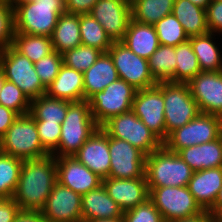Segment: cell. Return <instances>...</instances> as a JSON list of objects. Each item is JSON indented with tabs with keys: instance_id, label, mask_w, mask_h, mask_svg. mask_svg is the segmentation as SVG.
<instances>
[{
	"instance_id": "cell-1",
	"label": "cell",
	"mask_w": 222,
	"mask_h": 222,
	"mask_svg": "<svg viewBox=\"0 0 222 222\" xmlns=\"http://www.w3.org/2000/svg\"><path fill=\"white\" fill-rule=\"evenodd\" d=\"M57 182L56 157L24 160L13 200L21 211H41Z\"/></svg>"
},
{
	"instance_id": "cell-2",
	"label": "cell",
	"mask_w": 222,
	"mask_h": 222,
	"mask_svg": "<svg viewBox=\"0 0 222 222\" xmlns=\"http://www.w3.org/2000/svg\"><path fill=\"white\" fill-rule=\"evenodd\" d=\"M194 171L175 152L164 145L145 157L148 190L155 187L188 186Z\"/></svg>"
},
{
	"instance_id": "cell-3",
	"label": "cell",
	"mask_w": 222,
	"mask_h": 222,
	"mask_svg": "<svg viewBox=\"0 0 222 222\" xmlns=\"http://www.w3.org/2000/svg\"><path fill=\"white\" fill-rule=\"evenodd\" d=\"M97 128L88 101H68V111L61 124L59 145L52 155L74 156Z\"/></svg>"
},
{
	"instance_id": "cell-4",
	"label": "cell",
	"mask_w": 222,
	"mask_h": 222,
	"mask_svg": "<svg viewBox=\"0 0 222 222\" xmlns=\"http://www.w3.org/2000/svg\"><path fill=\"white\" fill-rule=\"evenodd\" d=\"M15 33L51 37L58 17L66 12L65 0H38L14 4Z\"/></svg>"
},
{
	"instance_id": "cell-5",
	"label": "cell",
	"mask_w": 222,
	"mask_h": 222,
	"mask_svg": "<svg viewBox=\"0 0 222 222\" xmlns=\"http://www.w3.org/2000/svg\"><path fill=\"white\" fill-rule=\"evenodd\" d=\"M0 151L22 159L41 158L49 153L42 147L35 119L28 113L18 115L0 139Z\"/></svg>"
},
{
	"instance_id": "cell-6",
	"label": "cell",
	"mask_w": 222,
	"mask_h": 222,
	"mask_svg": "<svg viewBox=\"0 0 222 222\" xmlns=\"http://www.w3.org/2000/svg\"><path fill=\"white\" fill-rule=\"evenodd\" d=\"M136 92L132 85L118 79L103 91L92 95L87 101L98 127H102L112 117L131 111Z\"/></svg>"
},
{
	"instance_id": "cell-7",
	"label": "cell",
	"mask_w": 222,
	"mask_h": 222,
	"mask_svg": "<svg viewBox=\"0 0 222 222\" xmlns=\"http://www.w3.org/2000/svg\"><path fill=\"white\" fill-rule=\"evenodd\" d=\"M222 135V117L199 113L182 127L172 131L163 145L171 152L213 141Z\"/></svg>"
},
{
	"instance_id": "cell-8",
	"label": "cell",
	"mask_w": 222,
	"mask_h": 222,
	"mask_svg": "<svg viewBox=\"0 0 222 222\" xmlns=\"http://www.w3.org/2000/svg\"><path fill=\"white\" fill-rule=\"evenodd\" d=\"M110 137L125 140L146 156L163 142L131 110L112 117L101 127Z\"/></svg>"
},
{
	"instance_id": "cell-9",
	"label": "cell",
	"mask_w": 222,
	"mask_h": 222,
	"mask_svg": "<svg viewBox=\"0 0 222 222\" xmlns=\"http://www.w3.org/2000/svg\"><path fill=\"white\" fill-rule=\"evenodd\" d=\"M0 67L6 79L17 85L30 101L46 94L47 88L36 74L34 63L12 46L0 50Z\"/></svg>"
},
{
	"instance_id": "cell-10",
	"label": "cell",
	"mask_w": 222,
	"mask_h": 222,
	"mask_svg": "<svg viewBox=\"0 0 222 222\" xmlns=\"http://www.w3.org/2000/svg\"><path fill=\"white\" fill-rule=\"evenodd\" d=\"M148 191V199L160 211L165 222L193 217L204 212L187 186L155 187Z\"/></svg>"
},
{
	"instance_id": "cell-11",
	"label": "cell",
	"mask_w": 222,
	"mask_h": 222,
	"mask_svg": "<svg viewBox=\"0 0 222 222\" xmlns=\"http://www.w3.org/2000/svg\"><path fill=\"white\" fill-rule=\"evenodd\" d=\"M166 134L184 126L199 113L188 83L163 82Z\"/></svg>"
},
{
	"instance_id": "cell-12",
	"label": "cell",
	"mask_w": 222,
	"mask_h": 222,
	"mask_svg": "<svg viewBox=\"0 0 222 222\" xmlns=\"http://www.w3.org/2000/svg\"><path fill=\"white\" fill-rule=\"evenodd\" d=\"M107 52L113 60L119 79L126 81L136 90L157 85L150 73L148 60L136 55L120 41L113 42Z\"/></svg>"
},
{
	"instance_id": "cell-13",
	"label": "cell",
	"mask_w": 222,
	"mask_h": 222,
	"mask_svg": "<svg viewBox=\"0 0 222 222\" xmlns=\"http://www.w3.org/2000/svg\"><path fill=\"white\" fill-rule=\"evenodd\" d=\"M164 107L163 82H158L156 86L150 88L137 90L132 104V111L135 115L162 142L168 138Z\"/></svg>"
},
{
	"instance_id": "cell-14",
	"label": "cell",
	"mask_w": 222,
	"mask_h": 222,
	"mask_svg": "<svg viewBox=\"0 0 222 222\" xmlns=\"http://www.w3.org/2000/svg\"><path fill=\"white\" fill-rule=\"evenodd\" d=\"M110 174L121 179L146 178V155L125 140L109 136Z\"/></svg>"
},
{
	"instance_id": "cell-15",
	"label": "cell",
	"mask_w": 222,
	"mask_h": 222,
	"mask_svg": "<svg viewBox=\"0 0 222 222\" xmlns=\"http://www.w3.org/2000/svg\"><path fill=\"white\" fill-rule=\"evenodd\" d=\"M82 195L56 182L41 214L47 222H83Z\"/></svg>"
},
{
	"instance_id": "cell-16",
	"label": "cell",
	"mask_w": 222,
	"mask_h": 222,
	"mask_svg": "<svg viewBox=\"0 0 222 222\" xmlns=\"http://www.w3.org/2000/svg\"><path fill=\"white\" fill-rule=\"evenodd\" d=\"M91 14L104 28L113 42L121 41L128 29L131 3L126 0H98Z\"/></svg>"
},
{
	"instance_id": "cell-17",
	"label": "cell",
	"mask_w": 222,
	"mask_h": 222,
	"mask_svg": "<svg viewBox=\"0 0 222 222\" xmlns=\"http://www.w3.org/2000/svg\"><path fill=\"white\" fill-rule=\"evenodd\" d=\"M188 85L200 113L222 117V71H201Z\"/></svg>"
},
{
	"instance_id": "cell-18",
	"label": "cell",
	"mask_w": 222,
	"mask_h": 222,
	"mask_svg": "<svg viewBox=\"0 0 222 222\" xmlns=\"http://www.w3.org/2000/svg\"><path fill=\"white\" fill-rule=\"evenodd\" d=\"M57 182L81 195L102 185V178L74 156L56 157Z\"/></svg>"
},
{
	"instance_id": "cell-19",
	"label": "cell",
	"mask_w": 222,
	"mask_h": 222,
	"mask_svg": "<svg viewBox=\"0 0 222 222\" xmlns=\"http://www.w3.org/2000/svg\"><path fill=\"white\" fill-rule=\"evenodd\" d=\"M74 157L102 179L109 177V135L98 127Z\"/></svg>"
},
{
	"instance_id": "cell-20",
	"label": "cell",
	"mask_w": 222,
	"mask_h": 222,
	"mask_svg": "<svg viewBox=\"0 0 222 222\" xmlns=\"http://www.w3.org/2000/svg\"><path fill=\"white\" fill-rule=\"evenodd\" d=\"M102 184L108 195L124 211L143 204L149 198L146 178L121 179L107 177Z\"/></svg>"
},
{
	"instance_id": "cell-21",
	"label": "cell",
	"mask_w": 222,
	"mask_h": 222,
	"mask_svg": "<svg viewBox=\"0 0 222 222\" xmlns=\"http://www.w3.org/2000/svg\"><path fill=\"white\" fill-rule=\"evenodd\" d=\"M187 187L200 207L208 211L222 187V167L194 171Z\"/></svg>"
},
{
	"instance_id": "cell-22",
	"label": "cell",
	"mask_w": 222,
	"mask_h": 222,
	"mask_svg": "<svg viewBox=\"0 0 222 222\" xmlns=\"http://www.w3.org/2000/svg\"><path fill=\"white\" fill-rule=\"evenodd\" d=\"M83 222L97 219H118L123 217V210L108 195L105 187L98 188L82 195L81 200Z\"/></svg>"
},
{
	"instance_id": "cell-23",
	"label": "cell",
	"mask_w": 222,
	"mask_h": 222,
	"mask_svg": "<svg viewBox=\"0 0 222 222\" xmlns=\"http://www.w3.org/2000/svg\"><path fill=\"white\" fill-rule=\"evenodd\" d=\"M46 95L69 102L84 100L83 73L62 64L58 75L47 87Z\"/></svg>"
},
{
	"instance_id": "cell-24",
	"label": "cell",
	"mask_w": 222,
	"mask_h": 222,
	"mask_svg": "<svg viewBox=\"0 0 222 222\" xmlns=\"http://www.w3.org/2000/svg\"><path fill=\"white\" fill-rule=\"evenodd\" d=\"M119 79L118 72L108 52H102L96 62L83 73L84 100L103 91L109 84Z\"/></svg>"
},
{
	"instance_id": "cell-25",
	"label": "cell",
	"mask_w": 222,
	"mask_h": 222,
	"mask_svg": "<svg viewBox=\"0 0 222 222\" xmlns=\"http://www.w3.org/2000/svg\"><path fill=\"white\" fill-rule=\"evenodd\" d=\"M177 154L193 171L222 167V135L213 141L183 148Z\"/></svg>"
},
{
	"instance_id": "cell-26",
	"label": "cell",
	"mask_w": 222,
	"mask_h": 222,
	"mask_svg": "<svg viewBox=\"0 0 222 222\" xmlns=\"http://www.w3.org/2000/svg\"><path fill=\"white\" fill-rule=\"evenodd\" d=\"M120 42L146 60L160 46L154 25L142 24L133 19L130 20L128 29Z\"/></svg>"
},
{
	"instance_id": "cell-27",
	"label": "cell",
	"mask_w": 222,
	"mask_h": 222,
	"mask_svg": "<svg viewBox=\"0 0 222 222\" xmlns=\"http://www.w3.org/2000/svg\"><path fill=\"white\" fill-rule=\"evenodd\" d=\"M51 41L53 50L60 54L81 45L80 14L62 13L52 32Z\"/></svg>"
},
{
	"instance_id": "cell-28",
	"label": "cell",
	"mask_w": 222,
	"mask_h": 222,
	"mask_svg": "<svg viewBox=\"0 0 222 222\" xmlns=\"http://www.w3.org/2000/svg\"><path fill=\"white\" fill-rule=\"evenodd\" d=\"M172 14L181 23L188 37L209 32L206 24V9L193 4L190 0H174Z\"/></svg>"
},
{
	"instance_id": "cell-29",
	"label": "cell",
	"mask_w": 222,
	"mask_h": 222,
	"mask_svg": "<svg viewBox=\"0 0 222 222\" xmlns=\"http://www.w3.org/2000/svg\"><path fill=\"white\" fill-rule=\"evenodd\" d=\"M215 36L218 35L208 32L203 35L189 37L201 71H222V51L215 41Z\"/></svg>"
},
{
	"instance_id": "cell-30",
	"label": "cell",
	"mask_w": 222,
	"mask_h": 222,
	"mask_svg": "<svg viewBox=\"0 0 222 222\" xmlns=\"http://www.w3.org/2000/svg\"><path fill=\"white\" fill-rule=\"evenodd\" d=\"M174 0H134L131 3L132 19L142 24L155 25L172 13Z\"/></svg>"
},
{
	"instance_id": "cell-31",
	"label": "cell",
	"mask_w": 222,
	"mask_h": 222,
	"mask_svg": "<svg viewBox=\"0 0 222 222\" xmlns=\"http://www.w3.org/2000/svg\"><path fill=\"white\" fill-rule=\"evenodd\" d=\"M149 70L158 82H174L176 53L174 46L160 45L148 59Z\"/></svg>"
},
{
	"instance_id": "cell-32",
	"label": "cell",
	"mask_w": 222,
	"mask_h": 222,
	"mask_svg": "<svg viewBox=\"0 0 222 222\" xmlns=\"http://www.w3.org/2000/svg\"><path fill=\"white\" fill-rule=\"evenodd\" d=\"M68 111V101L51 98L46 94L31 100L29 114L35 121L62 124Z\"/></svg>"
},
{
	"instance_id": "cell-33",
	"label": "cell",
	"mask_w": 222,
	"mask_h": 222,
	"mask_svg": "<svg viewBox=\"0 0 222 222\" xmlns=\"http://www.w3.org/2000/svg\"><path fill=\"white\" fill-rule=\"evenodd\" d=\"M12 47L36 63L53 51L51 37L15 33Z\"/></svg>"
},
{
	"instance_id": "cell-34",
	"label": "cell",
	"mask_w": 222,
	"mask_h": 222,
	"mask_svg": "<svg viewBox=\"0 0 222 222\" xmlns=\"http://www.w3.org/2000/svg\"><path fill=\"white\" fill-rule=\"evenodd\" d=\"M175 53L177 65L174 72V83H188L201 72L190 41L187 40L175 46Z\"/></svg>"
},
{
	"instance_id": "cell-35",
	"label": "cell",
	"mask_w": 222,
	"mask_h": 222,
	"mask_svg": "<svg viewBox=\"0 0 222 222\" xmlns=\"http://www.w3.org/2000/svg\"><path fill=\"white\" fill-rule=\"evenodd\" d=\"M80 36L82 45L102 52H107L113 43L102 25L89 13L80 14Z\"/></svg>"
},
{
	"instance_id": "cell-36",
	"label": "cell",
	"mask_w": 222,
	"mask_h": 222,
	"mask_svg": "<svg viewBox=\"0 0 222 222\" xmlns=\"http://www.w3.org/2000/svg\"><path fill=\"white\" fill-rule=\"evenodd\" d=\"M23 160L0 151V199L13 198Z\"/></svg>"
},
{
	"instance_id": "cell-37",
	"label": "cell",
	"mask_w": 222,
	"mask_h": 222,
	"mask_svg": "<svg viewBox=\"0 0 222 222\" xmlns=\"http://www.w3.org/2000/svg\"><path fill=\"white\" fill-rule=\"evenodd\" d=\"M160 45L177 46L189 40L187 33L176 17L170 13L155 25Z\"/></svg>"
},
{
	"instance_id": "cell-38",
	"label": "cell",
	"mask_w": 222,
	"mask_h": 222,
	"mask_svg": "<svg viewBox=\"0 0 222 222\" xmlns=\"http://www.w3.org/2000/svg\"><path fill=\"white\" fill-rule=\"evenodd\" d=\"M102 51L95 47L79 45L76 48L65 51L63 64L84 73L87 71L101 55Z\"/></svg>"
},
{
	"instance_id": "cell-39",
	"label": "cell",
	"mask_w": 222,
	"mask_h": 222,
	"mask_svg": "<svg viewBox=\"0 0 222 222\" xmlns=\"http://www.w3.org/2000/svg\"><path fill=\"white\" fill-rule=\"evenodd\" d=\"M30 104L31 101L23 91L6 79L0 91V105L13 110L18 115H25L30 112Z\"/></svg>"
},
{
	"instance_id": "cell-40",
	"label": "cell",
	"mask_w": 222,
	"mask_h": 222,
	"mask_svg": "<svg viewBox=\"0 0 222 222\" xmlns=\"http://www.w3.org/2000/svg\"><path fill=\"white\" fill-rule=\"evenodd\" d=\"M63 64V56L57 51L53 50L36 63L34 68L36 74L39 76L42 84L47 88L59 73L60 67Z\"/></svg>"
},
{
	"instance_id": "cell-41",
	"label": "cell",
	"mask_w": 222,
	"mask_h": 222,
	"mask_svg": "<svg viewBox=\"0 0 222 222\" xmlns=\"http://www.w3.org/2000/svg\"><path fill=\"white\" fill-rule=\"evenodd\" d=\"M123 222H165L160 211L147 199L143 204L124 211Z\"/></svg>"
},
{
	"instance_id": "cell-42",
	"label": "cell",
	"mask_w": 222,
	"mask_h": 222,
	"mask_svg": "<svg viewBox=\"0 0 222 222\" xmlns=\"http://www.w3.org/2000/svg\"><path fill=\"white\" fill-rule=\"evenodd\" d=\"M35 125L42 147L49 154H53L59 145L61 124L47 121H35Z\"/></svg>"
},
{
	"instance_id": "cell-43",
	"label": "cell",
	"mask_w": 222,
	"mask_h": 222,
	"mask_svg": "<svg viewBox=\"0 0 222 222\" xmlns=\"http://www.w3.org/2000/svg\"><path fill=\"white\" fill-rule=\"evenodd\" d=\"M15 34L14 8L0 2V50L12 46Z\"/></svg>"
},
{
	"instance_id": "cell-44",
	"label": "cell",
	"mask_w": 222,
	"mask_h": 222,
	"mask_svg": "<svg viewBox=\"0 0 222 222\" xmlns=\"http://www.w3.org/2000/svg\"><path fill=\"white\" fill-rule=\"evenodd\" d=\"M206 24L209 32L222 35V0H211L206 7Z\"/></svg>"
},
{
	"instance_id": "cell-45",
	"label": "cell",
	"mask_w": 222,
	"mask_h": 222,
	"mask_svg": "<svg viewBox=\"0 0 222 222\" xmlns=\"http://www.w3.org/2000/svg\"><path fill=\"white\" fill-rule=\"evenodd\" d=\"M20 211L13 198L0 199V222H14Z\"/></svg>"
},
{
	"instance_id": "cell-46",
	"label": "cell",
	"mask_w": 222,
	"mask_h": 222,
	"mask_svg": "<svg viewBox=\"0 0 222 222\" xmlns=\"http://www.w3.org/2000/svg\"><path fill=\"white\" fill-rule=\"evenodd\" d=\"M98 0H65V10L73 14L90 13Z\"/></svg>"
},
{
	"instance_id": "cell-47",
	"label": "cell",
	"mask_w": 222,
	"mask_h": 222,
	"mask_svg": "<svg viewBox=\"0 0 222 222\" xmlns=\"http://www.w3.org/2000/svg\"><path fill=\"white\" fill-rule=\"evenodd\" d=\"M17 117L16 112L0 105V139L6 134L8 128Z\"/></svg>"
},
{
	"instance_id": "cell-48",
	"label": "cell",
	"mask_w": 222,
	"mask_h": 222,
	"mask_svg": "<svg viewBox=\"0 0 222 222\" xmlns=\"http://www.w3.org/2000/svg\"><path fill=\"white\" fill-rule=\"evenodd\" d=\"M14 222H47L41 211H20Z\"/></svg>"
},
{
	"instance_id": "cell-49",
	"label": "cell",
	"mask_w": 222,
	"mask_h": 222,
	"mask_svg": "<svg viewBox=\"0 0 222 222\" xmlns=\"http://www.w3.org/2000/svg\"><path fill=\"white\" fill-rule=\"evenodd\" d=\"M172 222H215V218L208 211H204L200 215L175 220Z\"/></svg>"
},
{
	"instance_id": "cell-50",
	"label": "cell",
	"mask_w": 222,
	"mask_h": 222,
	"mask_svg": "<svg viewBox=\"0 0 222 222\" xmlns=\"http://www.w3.org/2000/svg\"><path fill=\"white\" fill-rule=\"evenodd\" d=\"M208 212L214 217L217 218L222 214V187L219 190L218 196L214 205L208 210Z\"/></svg>"
},
{
	"instance_id": "cell-51",
	"label": "cell",
	"mask_w": 222,
	"mask_h": 222,
	"mask_svg": "<svg viewBox=\"0 0 222 222\" xmlns=\"http://www.w3.org/2000/svg\"><path fill=\"white\" fill-rule=\"evenodd\" d=\"M193 4L198 5L204 9L208 6L211 0H190Z\"/></svg>"
},
{
	"instance_id": "cell-52",
	"label": "cell",
	"mask_w": 222,
	"mask_h": 222,
	"mask_svg": "<svg viewBox=\"0 0 222 222\" xmlns=\"http://www.w3.org/2000/svg\"><path fill=\"white\" fill-rule=\"evenodd\" d=\"M86 222H123L122 218L118 219H97V220H90Z\"/></svg>"
},
{
	"instance_id": "cell-53",
	"label": "cell",
	"mask_w": 222,
	"mask_h": 222,
	"mask_svg": "<svg viewBox=\"0 0 222 222\" xmlns=\"http://www.w3.org/2000/svg\"><path fill=\"white\" fill-rule=\"evenodd\" d=\"M5 81H6L5 73H4L3 69L0 67V91H1Z\"/></svg>"
},
{
	"instance_id": "cell-54",
	"label": "cell",
	"mask_w": 222,
	"mask_h": 222,
	"mask_svg": "<svg viewBox=\"0 0 222 222\" xmlns=\"http://www.w3.org/2000/svg\"><path fill=\"white\" fill-rule=\"evenodd\" d=\"M38 0H16L15 4H27V3H32Z\"/></svg>"
},
{
	"instance_id": "cell-55",
	"label": "cell",
	"mask_w": 222,
	"mask_h": 222,
	"mask_svg": "<svg viewBox=\"0 0 222 222\" xmlns=\"http://www.w3.org/2000/svg\"><path fill=\"white\" fill-rule=\"evenodd\" d=\"M2 3H7L13 6L16 3V0H0Z\"/></svg>"
},
{
	"instance_id": "cell-56",
	"label": "cell",
	"mask_w": 222,
	"mask_h": 222,
	"mask_svg": "<svg viewBox=\"0 0 222 222\" xmlns=\"http://www.w3.org/2000/svg\"><path fill=\"white\" fill-rule=\"evenodd\" d=\"M215 221H222V214L219 217L215 218Z\"/></svg>"
},
{
	"instance_id": "cell-57",
	"label": "cell",
	"mask_w": 222,
	"mask_h": 222,
	"mask_svg": "<svg viewBox=\"0 0 222 222\" xmlns=\"http://www.w3.org/2000/svg\"><path fill=\"white\" fill-rule=\"evenodd\" d=\"M126 1H128L129 3H132L134 0H126Z\"/></svg>"
}]
</instances>
